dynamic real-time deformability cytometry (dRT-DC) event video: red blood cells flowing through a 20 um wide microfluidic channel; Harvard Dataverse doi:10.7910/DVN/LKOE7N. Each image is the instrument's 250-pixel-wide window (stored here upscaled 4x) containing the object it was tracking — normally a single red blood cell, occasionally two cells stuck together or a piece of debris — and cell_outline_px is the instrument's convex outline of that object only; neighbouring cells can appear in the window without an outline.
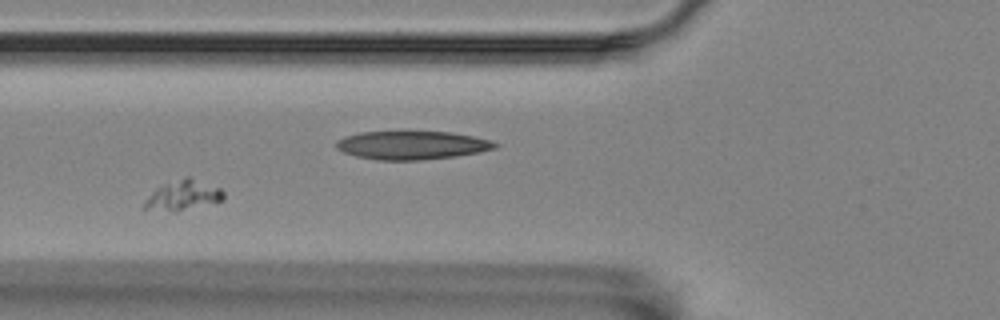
{"species": "Egyptian fruit bat (a non-hibernating species)", "species_latin": "Rousettus aegyptiacus", "temperature_condition": "room temperature", "stored_images_in_passage": 9, "camera_frame_rate_fps": 3000, "um_per_image_px": 0.085, "animal": {"sex": "female"}, "frame": {"image": 1, "passage_image": 6, "time_ms": 1.667, "image_size_px": [1000, 320], "cell_outline_px": [[224, 200], [176, 212], [172, 212], [140, 208], [148, 196], [156, 188], [164, 184], [184, 176], [188, 176], [220, 188], [224, 192]], "centroid_in_image_um": [15.54, 16.61], "position_along_channel_um": 110.3, "area_um2": 13.93}}